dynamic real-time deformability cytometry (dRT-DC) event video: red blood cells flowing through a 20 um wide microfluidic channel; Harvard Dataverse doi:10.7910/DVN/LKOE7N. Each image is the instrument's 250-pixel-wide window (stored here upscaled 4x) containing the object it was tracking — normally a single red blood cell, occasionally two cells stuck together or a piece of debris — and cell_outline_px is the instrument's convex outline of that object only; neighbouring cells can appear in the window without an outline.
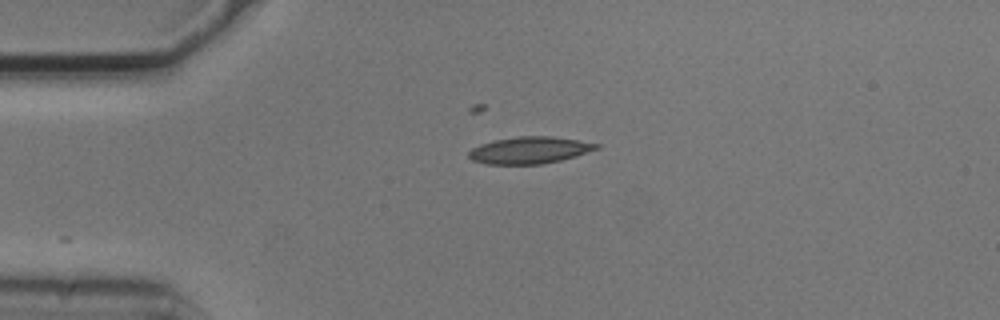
{"species": "common noctule bat (a hibernating species)", "species_latin": "Nyctalus noctula", "temperature_condition": "cold", "stored_images_in_passage": 2, "camera_frame_rate_fps": 3000, "um_per_image_px": 0.085, "animal": {"sex": "male", "body_mass_g": 20.5, "forearm_length_mm": 52.5}, "frame": {"image": 1, "passage_image": 1, "time_ms": 0.0, "image_size_px": [1000, 320], "cell_outline_px": [[600, 148], [576, 156], [560, 160], [540, 164], [484, 164], [472, 160], [468, 156], [468, 152], [472, 148], [480, 144], [496, 140], [520, 136], [552, 136], [600, 144]], "centroid_in_image_um": [45.0, 12.77], "position_along_channel_um": 40.0, "area_um2": 19.88}}